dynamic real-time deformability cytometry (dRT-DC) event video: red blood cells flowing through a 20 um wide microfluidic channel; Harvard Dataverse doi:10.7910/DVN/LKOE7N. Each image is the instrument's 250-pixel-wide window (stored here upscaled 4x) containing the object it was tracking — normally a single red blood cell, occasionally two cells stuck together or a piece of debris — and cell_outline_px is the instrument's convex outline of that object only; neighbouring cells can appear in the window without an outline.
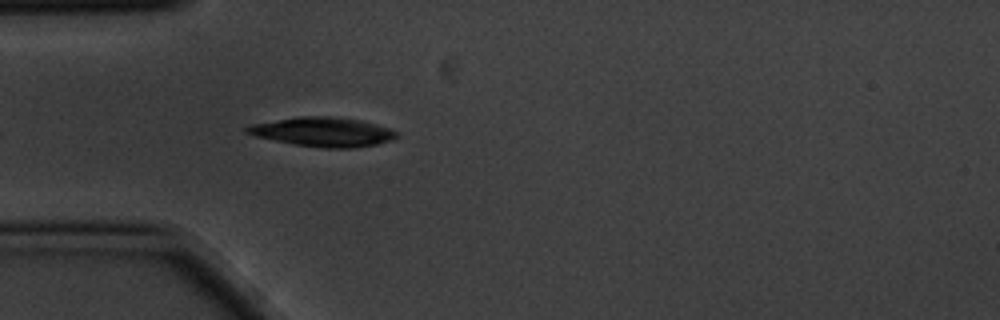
{"species": "common noctule bat (a hibernating species)", "species_latin": "Nyctalus noctula", "temperature_condition": "cold", "stored_images_in_passage": 5, "camera_frame_rate_fps": 3000, "um_per_image_px": 0.085, "animal": {"sex": "male", "body_mass_g": 20.1, "forearm_length_mm": 53.5}, "frame": {"image": 1, "passage_image": 5, "time_ms": 1.333, "image_size_px": [1000, 320], "cell_outline_px": [[400, 136], [392, 140], [376, 144], [352, 148], [324, 148], [296, 144], [256, 136], [244, 132], [244, 128], [252, 124], [300, 116], [328, 116], [360, 120], [392, 128]], "centroid_in_image_um": [27.5, 11.21], "position_along_channel_um": 57.5, "area_um2": 25.32}}